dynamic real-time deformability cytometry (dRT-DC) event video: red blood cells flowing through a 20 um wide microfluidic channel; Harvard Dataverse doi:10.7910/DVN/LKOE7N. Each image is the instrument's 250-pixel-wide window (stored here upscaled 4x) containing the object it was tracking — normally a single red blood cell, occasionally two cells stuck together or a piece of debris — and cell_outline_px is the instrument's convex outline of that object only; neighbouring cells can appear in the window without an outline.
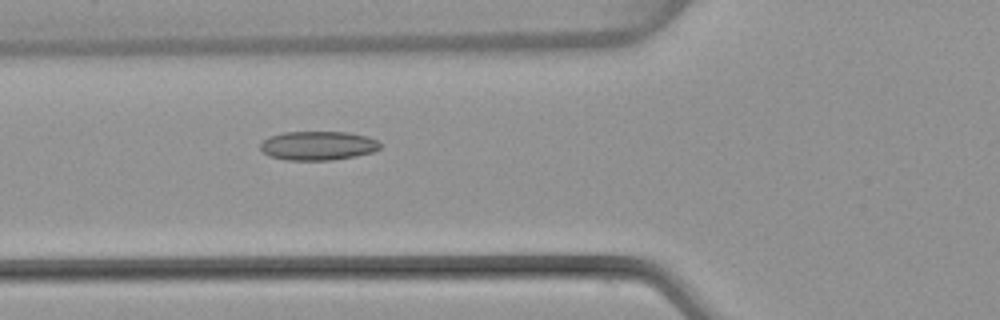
{"species": "common noctule bat (a hibernating species)", "species_latin": "Nyctalus noctula", "temperature_condition": "warm", "stored_images_in_passage": 51, "camera_frame_rate_fps": 3000, "um_per_image_px": 0.085, "animal": {"sex": "female", "body_mass_g": 22.7, "forearm_length_mm": 54.2}, "frame": {"image": 1, "passage_image": 19, "time_ms": 6.0, "image_size_px": [1000, 320], "cell_outline_px": [[380, 148], [372, 152], [356, 156], [332, 160], [288, 160], [268, 156], [260, 148], [260, 144], [268, 136], [280, 132], [348, 132], [368, 136], [376, 140], [380, 144]], "centroid_in_image_um": [27.01, 12.37], "position_along_channel_um": 98.8, "area_um2": 20.35}}
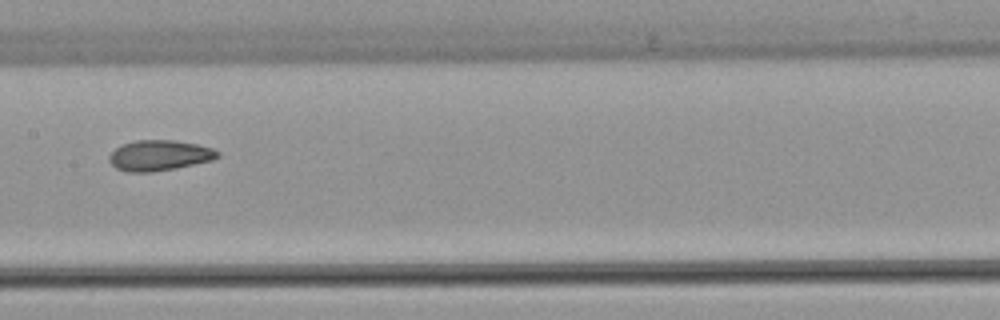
{"frame": {"image": 2, "passage_image": 26, "time_ms": 8.333, "image_size_px": [1000, 320], "cell_outline_px": [[220, 156], [212, 160], [176, 168], [152, 172], [128, 172], [116, 168], [108, 160], [108, 156], [116, 148], [124, 144], [136, 140], [176, 140], [196, 144], [212, 148], [220, 152]], "centroid_in_image_um": [13.55, 13.21], "position_along_channel_um": 193.8, "area_um2": 19.25}}
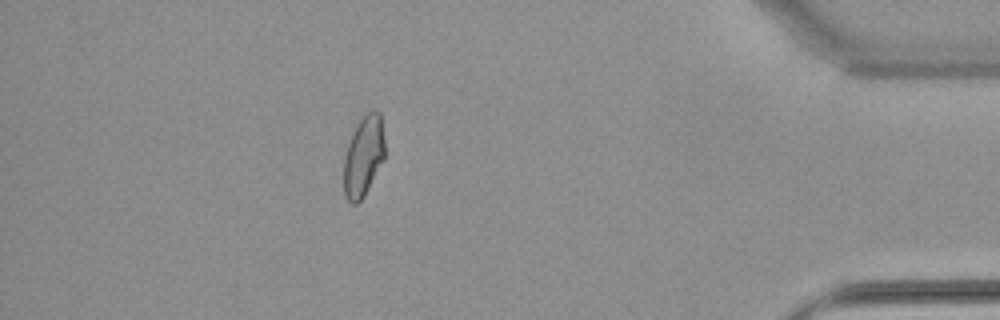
{"frame": {"image": 3, "passage_image": 45, "time_ms": 14.667, "image_size_px": [1000, 320], "cell_outline_px": [[384, 160], [364, 196], [356, 204], [352, 204], [344, 196], [344, 156], [352, 132], [356, 124], [368, 112], [380, 112], [384, 136]], "centroid_in_image_um": [30.89, 13.3], "position_along_channel_um": 404.3, "area_um2": 19.19}, "authors_computed_cell_mechanics": {"area_um2": 20.1722, "velocity_mm_per_s": 4.0552, "shape_relaxation_time_tau1_ms": null, "shape_relaxation_time_tau2_ms": 1.7627, "deformation_change_tau1": null, "deformation_change_tau2": 0.0767}}